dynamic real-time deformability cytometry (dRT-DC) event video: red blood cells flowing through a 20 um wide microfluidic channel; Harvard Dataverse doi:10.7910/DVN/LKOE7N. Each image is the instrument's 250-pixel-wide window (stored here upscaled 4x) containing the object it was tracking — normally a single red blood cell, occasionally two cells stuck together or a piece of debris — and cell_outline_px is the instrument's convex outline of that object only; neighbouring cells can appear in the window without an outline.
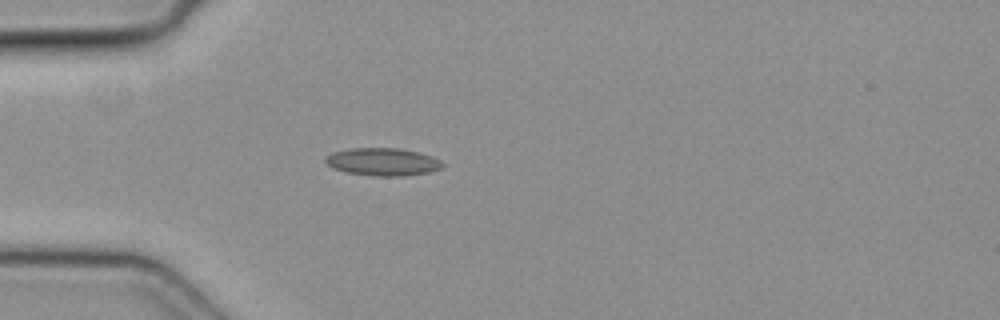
{"species": "common noctule bat (a hibernating species)", "species_latin": "Nyctalus noctula", "temperature_condition": "cold", "stored_images_in_passage": 36, "camera_frame_rate_fps": 3000, "um_per_image_px": 0.085, "animal": {"sex": "female", "body_mass_g": 19.3, "forearm_length_mm": 54.1}, "frame": {"image": 1, "passage_image": 1, "time_ms": 0.0, "image_size_px": [1000, 320], "cell_outline_px": [[444, 164], [440, 168], [428, 172], [404, 176], [376, 176], [348, 172], [336, 168], [328, 164], [324, 160], [324, 156], [332, 152], [352, 148], [400, 148], [420, 152], [432, 156], [440, 160]], "centroid_in_image_um": [32.55, 13.74], "position_along_channel_um": 52.5, "area_um2": 18.79}}
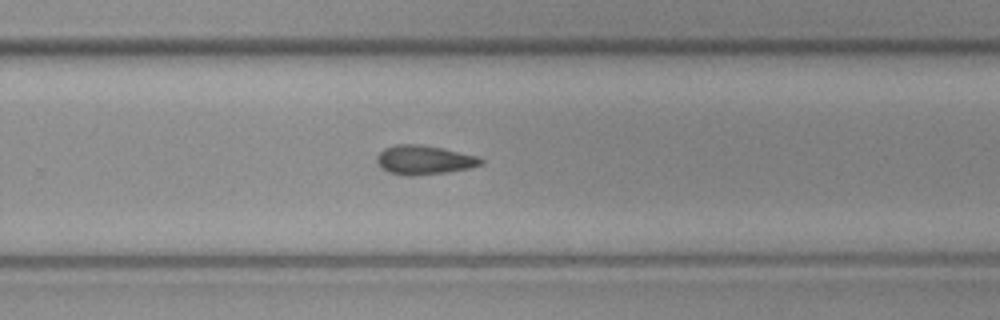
{"frame": {"image": 2, "passage_image": 19, "time_ms": 6.0, "image_size_px": [1000, 320], "cell_outline_px": [[484, 164], [468, 168], [448, 172], [412, 176], [404, 176], [388, 172], [380, 168], [376, 160], [376, 156], [384, 148], [396, 144], [416, 144], [440, 148], [480, 156], [484, 160]], "centroid_in_image_um": [36.04, 13.6], "position_along_channel_um": 293.8, "area_um2": 17.8}}
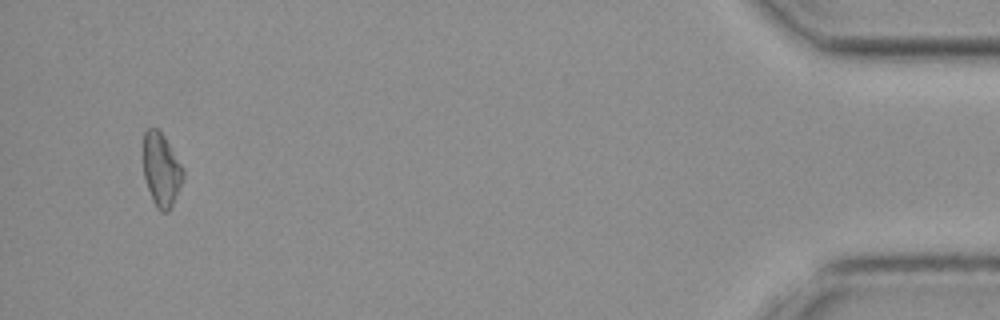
{"frame": {"image": 3, "passage_image": 34, "time_ms": 11.0, "image_size_px": [1000, 320], "cell_outline_px": [[184, 176], [180, 188], [168, 212], [160, 212], [156, 208], [152, 200], [144, 176], [144, 132], [148, 128], [156, 128], [164, 136], [184, 168]], "centroid_in_image_um": [13.72, 14.45], "position_along_channel_um": 421.5, "area_um2": 16.94}}